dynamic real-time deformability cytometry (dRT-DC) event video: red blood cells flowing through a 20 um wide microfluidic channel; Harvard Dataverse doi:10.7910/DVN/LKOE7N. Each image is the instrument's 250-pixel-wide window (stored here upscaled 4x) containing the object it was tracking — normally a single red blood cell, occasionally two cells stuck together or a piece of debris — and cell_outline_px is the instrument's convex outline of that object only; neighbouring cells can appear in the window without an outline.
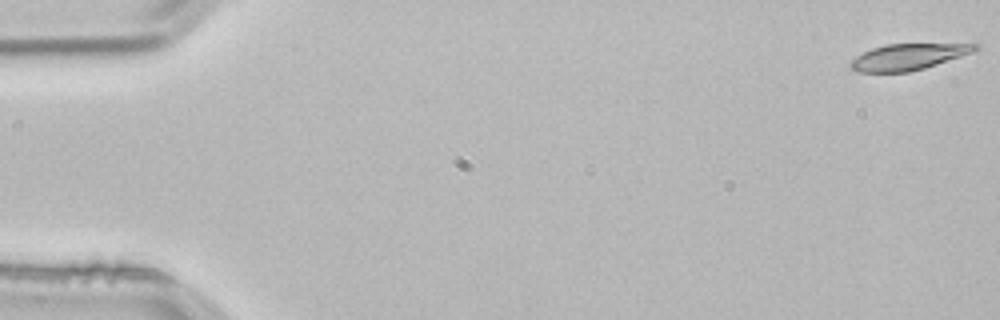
{"species": "common noctule bat (a hibernating species)", "species_latin": "Nyctalus noctula", "temperature_condition": "room temperature", "stored_images_in_passage": 53, "camera_frame_rate_fps": 3000, "um_per_image_px": 0.085, "animal": {"sex": "male", "body_mass_g": 21.5, "forearm_length_mm": 52.0}, "frame": {"image": 1, "passage_image": 1, "time_ms": 0.0, "image_size_px": [1000, 320], "cell_outline_px": [[980, 48], [972, 52], [924, 68], [908, 72], [860, 72], [852, 68], [848, 64], [856, 56], [872, 48], [888, 44], [980, 44]], "centroid_in_image_um": [77.18, 4.83], "position_along_channel_um": 7.8, "area_um2": 18.67}}
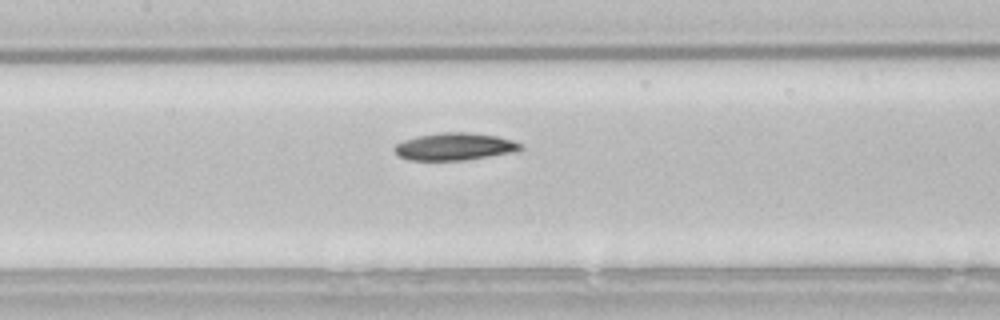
{"frame": {"image": 2, "passage_image": 25, "time_ms": 8.0, "image_size_px": [1000, 320], "cell_outline_px": [[524, 148], [516, 152], [464, 160], [408, 160], [396, 156], [392, 148], [396, 144], [404, 140], [420, 136], [440, 132], [468, 132], [496, 136], [512, 140], [524, 144]], "centroid_in_image_um": [38.65, 12.46], "position_along_channel_um": 168.8, "area_um2": 20.29}}
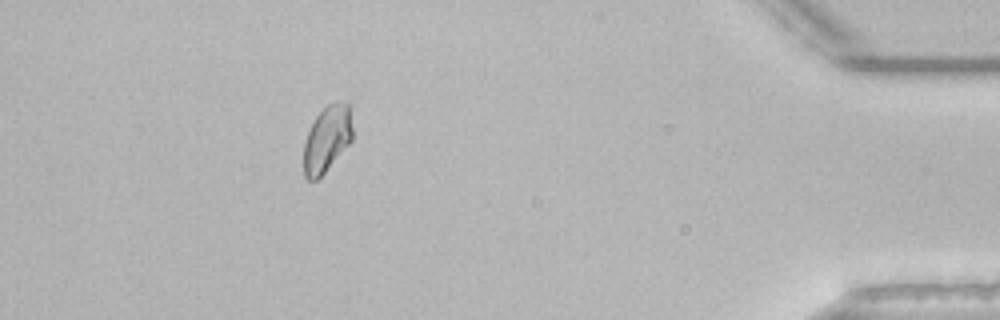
{"frame": {"image": 3, "passage_image": 48, "time_ms": 15.667, "image_size_px": [1000, 320], "cell_outline_px": [[352, 140], [324, 172], [316, 180], [308, 180], [304, 176], [304, 144], [308, 132], [316, 116], [328, 104], [336, 100], [340, 100], [348, 104], [352, 128]], "centroid_in_image_um": [27.79, 11.79], "position_along_channel_um": 407.4, "area_um2": 18.55}}